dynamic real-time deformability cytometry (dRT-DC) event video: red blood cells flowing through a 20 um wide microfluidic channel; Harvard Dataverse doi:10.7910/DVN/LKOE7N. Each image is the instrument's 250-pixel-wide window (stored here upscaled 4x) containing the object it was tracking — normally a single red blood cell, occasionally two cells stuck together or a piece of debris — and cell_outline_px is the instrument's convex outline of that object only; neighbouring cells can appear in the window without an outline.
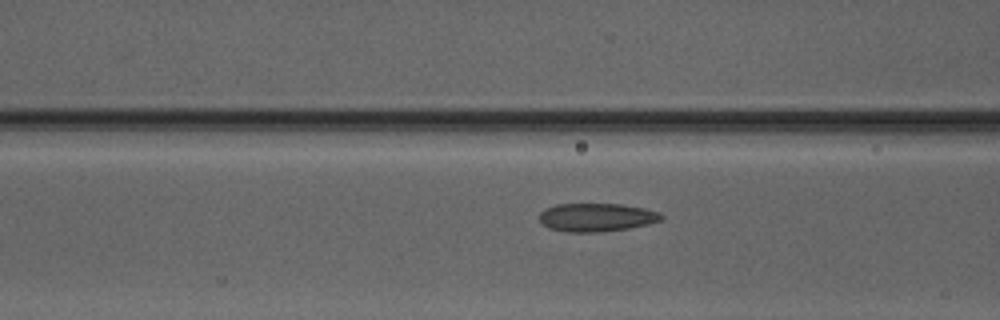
{"species": "Egyptian fruit bat (a non-hibernating species)", "species_latin": "Rousettus aegyptiacus", "temperature_condition": "warm", "stored_images_in_passage": 25, "camera_frame_rate_fps": 3000, "um_per_image_px": 0.085, "animal": {"sex": "male"}, "frame": {"image": 1, "passage_image": 14, "time_ms": 4.333, "image_size_px": [1000, 320], "cell_outline_px": [[664, 216], [660, 220], [648, 224], [628, 228], [600, 232], [568, 232], [548, 228], [540, 220], [540, 212], [544, 208], [556, 204], [620, 204], [644, 208], [660, 212]], "centroid_in_image_um": [50.69, 18.47], "position_along_channel_um": 115.9, "area_um2": 20.11}}
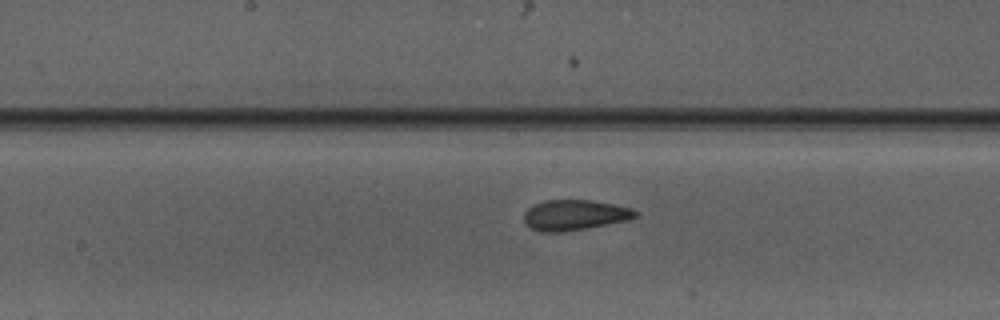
{"frame": {"image": 2, "passage_image": 20, "time_ms": 6.333, "image_size_px": [1000, 320], "cell_outline_px": [[640, 212], [636, 216], [628, 220], [588, 228], [564, 232], [540, 232], [528, 228], [524, 220], [524, 212], [528, 208], [544, 200], [588, 200], [612, 204], [632, 208]], "centroid_in_image_um": [48.82, 18.29], "position_along_channel_um": 199.4, "area_um2": 19.88}}
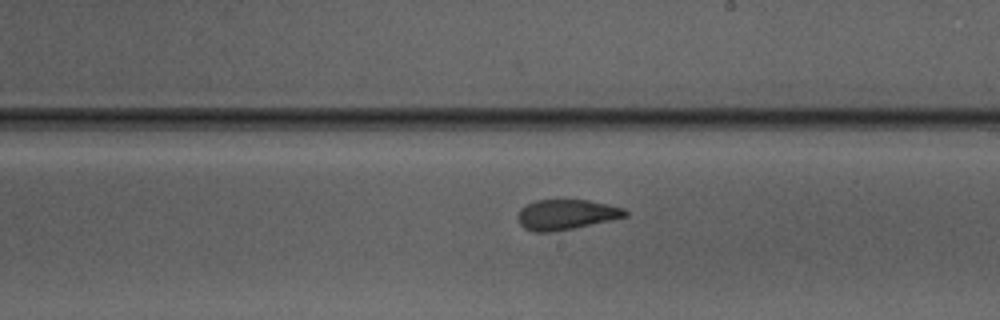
{"frame": {"image": 3, "passage_image": 23, "time_ms": 7.333, "image_size_px": [1000, 320], "cell_outline_px": [[628, 216], [572, 228], [552, 232], [532, 232], [524, 228], [520, 224], [516, 216], [520, 208], [536, 200], [588, 200], [608, 204], [624, 208], [628, 212]], "centroid_in_image_um": [48.1, 18.23], "position_along_channel_um": 240.9, "area_um2": 18.84}}